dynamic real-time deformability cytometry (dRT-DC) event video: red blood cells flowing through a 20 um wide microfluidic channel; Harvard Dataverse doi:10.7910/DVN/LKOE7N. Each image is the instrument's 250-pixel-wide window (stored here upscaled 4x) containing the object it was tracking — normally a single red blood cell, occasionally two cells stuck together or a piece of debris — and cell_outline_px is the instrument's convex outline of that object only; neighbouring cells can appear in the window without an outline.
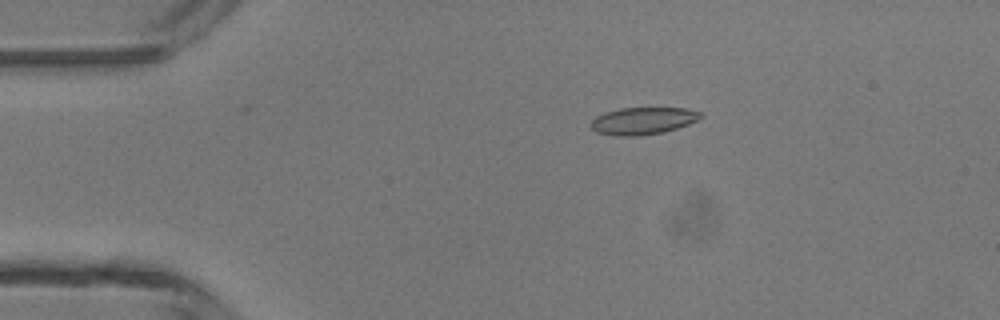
{"species": "common noctule bat (a hibernating species)", "species_latin": "Nyctalus noctula", "temperature_condition": "room temperature", "stored_images_in_passage": 4, "camera_frame_rate_fps": 3000, "um_per_image_px": 0.085, "animal": {"sex": "male", "body_mass_g": 13.3}, "frame": {"image": 1, "passage_image": 1, "time_ms": 0.0, "image_size_px": [1000, 320], "cell_outline_px": [[704, 116], [688, 124], [676, 128], [660, 132], [636, 136], [616, 136], [596, 132], [592, 128], [592, 120], [596, 116], [604, 112], [620, 108], [688, 108], [704, 112]], "centroid_in_image_um": [54.67, 10.25], "position_along_channel_um": 30.3, "area_um2": 17.34}}
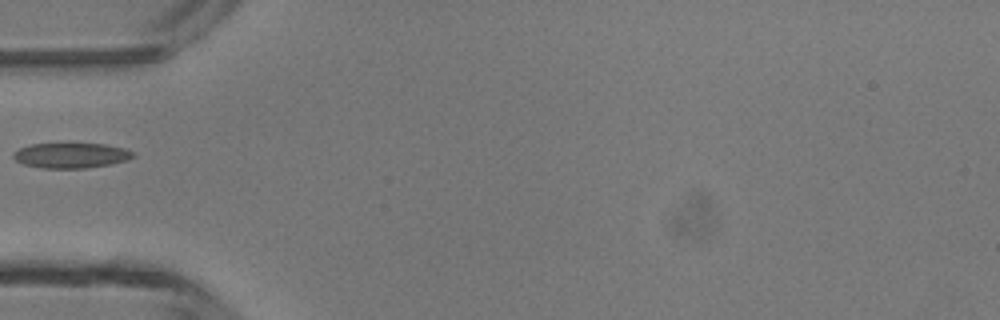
{"frame": {"image": 2, "passage_image": 3, "time_ms": 2.333, "image_size_px": [1000, 320], "cell_outline_px": [[136, 156], [128, 160], [112, 164], [84, 168], [40, 168], [24, 164], [16, 160], [12, 156], [12, 152], [20, 148], [32, 144], [104, 144], [124, 148], [136, 152]], "centroid_in_image_um": [6.08, 13.21], "position_along_channel_um": 78.9, "area_um2": 17.63}}